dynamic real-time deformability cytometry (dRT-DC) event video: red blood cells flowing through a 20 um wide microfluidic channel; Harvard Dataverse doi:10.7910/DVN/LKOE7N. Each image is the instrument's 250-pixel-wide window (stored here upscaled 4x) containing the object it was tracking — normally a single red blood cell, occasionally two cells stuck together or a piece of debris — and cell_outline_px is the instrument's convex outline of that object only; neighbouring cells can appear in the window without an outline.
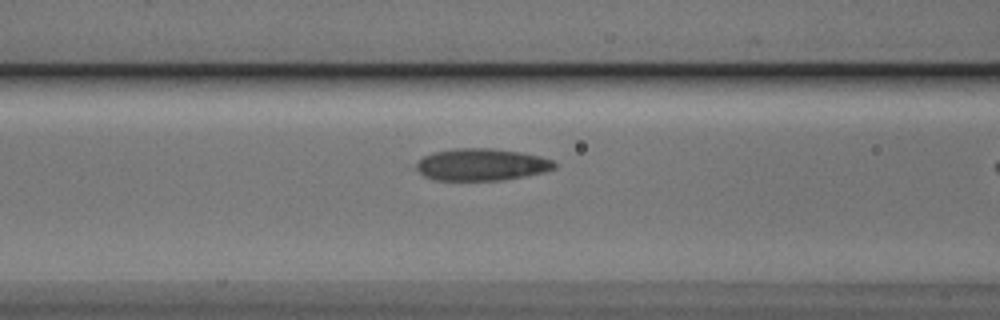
{"species": "Egyptian fruit bat (a non-hibernating species)", "species_latin": "Rousettus aegyptiacus", "temperature_condition": "cold", "stored_images_in_passage": 10, "camera_frame_rate_fps": 3000, "um_per_image_px": 0.085, "animal": {"sex": "male"}, "frame": {"image": 1, "passage_image": 9, "time_ms": 2.667, "image_size_px": [1000, 320], "cell_outline_px": [[556, 168], [544, 172], [524, 176], [500, 180], [432, 180], [424, 176], [416, 168], [416, 164], [424, 156], [436, 152], [452, 148], [492, 148], [520, 152], [540, 156], [552, 160], [556, 164]], "centroid_in_image_um": [40.93, 13.99], "position_along_channel_um": 125.7, "area_um2": 25.72}}